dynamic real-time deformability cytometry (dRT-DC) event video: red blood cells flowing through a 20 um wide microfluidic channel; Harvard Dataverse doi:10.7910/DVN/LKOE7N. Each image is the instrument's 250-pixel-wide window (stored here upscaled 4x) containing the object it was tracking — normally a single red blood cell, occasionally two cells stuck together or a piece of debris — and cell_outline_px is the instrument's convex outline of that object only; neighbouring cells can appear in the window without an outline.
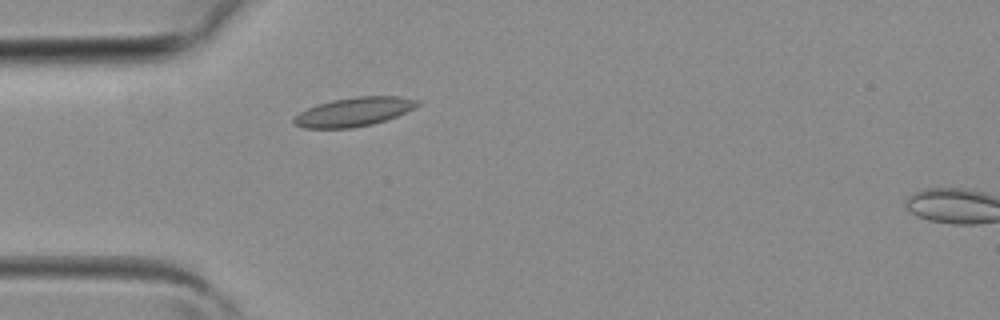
{"species": "common noctule bat (a hibernating species)", "species_latin": "Nyctalus noctula", "temperature_condition": "room temperature", "stored_images_in_passage": 2, "camera_frame_rate_fps": 3000, "um_per_image_px": 0.085, "animal": {"sex": "female", "body_mass_g": 19.3, "forearm_length_mm": 54.1}, "frame": {"image": 1, "passage_image": 1, "time_ms": 0.0, "image_size_px": [1000, 320], "cell_outline_px": [[420, 104], [396, 116], [372, 124], [352, 128], [304, 128], [292, 124], [292, 120], [300, 112], [316, 104], [332, 100], [352, 96], [400, 96], [420, 100]], "centroid_in_image_um": [30.05, 9.5], "position_along_channel_um": 55.0, "area_um2": 20.81}}